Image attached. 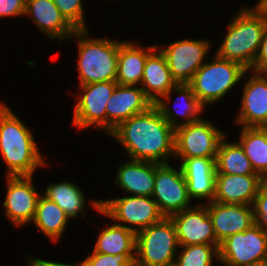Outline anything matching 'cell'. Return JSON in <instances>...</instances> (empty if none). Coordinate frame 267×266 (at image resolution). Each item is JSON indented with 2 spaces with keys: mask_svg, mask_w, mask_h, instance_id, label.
<instances>
[{
  "mask_svg": "<svg viewBox=\"0 0 267 266\" xmlns=\"http://www.w3.org/2000/svg\"><path fill=\"white\" fill-rule=\"evenodd\" d=\"M180 167L186 179L188 194L191 199L203 198L214 200L216 184V158H179Z\"/></svg>",
  "mask_w": 267,
  "mask_h": 266,
  "instance_id": "18",
  "label": "cell"
},
{
  "mask_svg": "<svg viewBox=\"0 0 267 266\" xmlns=\"http://www.w3.org/2000/svg\"><path fill=\"white\" fill-rule=\"evenodd\" d=\"M225 133L210 120L200 119L175 128L174 157L216 158L217 150Z\"/></svg>",
  "mask_w": 267,
  "mask_h": 266,
  "instance_id": "8",
  "label": "cell"
},
{
  "mask_svg": "<svg viewBox=\"0 0 267 266\" xmlns=\"http://www.w3.org/2000/svg\"><path fill=\"white\" fill-rule=\"evenodd\" d=\"M179 242L174 222L164 217L136 232L135 266H170L175 263Z\"/></svg>",
  "mask_w": 267,
  "mask_h": 266,
  "instance_id": "6",
  "label": "cell"
},
{
  "mask_svg": "<svg viewBox=\"0 0 267 266\" xmlns=\"http://www.w3.org/2000/svg\"><path fill=\"white\" fill-rule=\"evenodd\" d=\"M173 91L181 94L178 97H176V100L177 101L178 99L182 100V106L181 105L179 106L180 109L176 106H175L176 108L174 107L175 113L173 110H171L172 108H170L167 105V101L171 98V94L173 93ZM155 105L158 107L164 119L174 129L181 125L189 124L191 122L200 120L202 117L199 115L202 113L204 108V106L200 103V101L194 94L191 86L189 84H182V83L177 84L167 94L163 95L155 103ZM180 116L185 117V120L181 122L177 121Z\"/></svg>",
  "mask_w": 267,
  "mask_h": 266,
  "instance_id": "23",
  "label": "cell"
},
{
  "mask_svg": "<svg viewBox=\"0 0 267 266\" xmlns=\"http://www.w3.org/2000/svg\"><path fill=\"white\" fill-rule=\"evenodd\" d=\"M267 21L252 8H242L227 25V34L216 54L250 70L259 51Z\"/></svg>",
  "mask_w": 267,
  "mask_h": 266,
  "instance_id": "3",
  "label": "cell"
},
{
  "mask_svg": "<svg viewBox=\"0 0 267 266\" xmlns=\"http://www.w3.org/2000/svg\"><path fill=\"white\" fill-rule=\"evenodd\" d=\"M29 266H84L83 262L77 264H64L59 262L47 261L39 258L28 260Z\"/></svg>",
  "mask_w": 267,
  "mask_h": 266,
  "instance_id": "36",
  "label": "cell"
},
{
  "mask_svg": "<svg viewBox=\"0 0 267 266\" xmlns=\"http://www.w3.org/2000/svg\"><path fill=\"white\" fill-rule=\"evenodd\" d=\"M0 153L8 170L6 176H33L45 162L30 129L0 103Z\"/></svg>",
  "mask_w": 267,
  "mask_h": 266,
  "instance_id": "2",
  "label": "cell"
},
{
  "mask_svg": "<svg viewBox=\"0 0 267 266\" xmlns=\"http://www.w3.org/2000/svg\"><path fill=\"white\" fill-rule=\"evenodd\" d=\"M205 206L219 243L231 235L245 231L255 223L252 205L211 201Z\"/></svg>",
  "mask_w": 267,
  "mask_h": 266,
  "instance_id": "17",
  "label": "cell"
},
{
  "mask_svg": "<svg viewBox=\"0 0 267 266\" xmlns=\"http://www.w3.org/2000/svg\"><path fill=\"white\" fill-rule=\"evenodd\" d=\"M135 253H121L116 255L93 252L84 259V266H135Z\"/></svg>",
  "mask_w": 267,
  "mask_h": 266,
  "instance_id": "32",
  "label": "cell"
},
{
  "mask_svg": "<svg viewBox=\"0 0 267 266\" xmlns=\"http://www.w3.org/2000/svg\"><path fill=\"white\" fill-rule=\"evenodd\" d=\"M117 85L116 81L79 85L82 93L74 107L73 124L80 129L94 127L107 132L106 103Z\"/></svg>",
  "mask_w": 267,
  "mask_h": 266,
  "instance_id": "11",
  "label": "cell"
},
{
  "mask_svg": "<svg viewBox=\"0 0 267 266\" xmlns=\"http://www.w3.org/2000/svg\"><path fill=\"white\" fill-rule=\"evenodd\" d=\"M6 179L5 215L17 227L33 222L41 195L32 184V175L6 176Z\"/></svg>",
  "mask_w": 267,
  "mask_h": 266,
  "instance_id": "13",
  "label": "cell"
},
{
  "mask_svg": "<svg viewBox=\"0 0 267 266\" xmlns=\"http://www.w3.org/2000/svg\"><path fill=\"white\" fill-rule=\"evenodd\" d=\"M218 260L226 266L267 262V233L255 223L220 243Z\"/></svg>",
  "mask_w": 267,
  "mask_h": 266,
  "instance_id": "9",
  "label": "cell"
},
{
  "mask_svg": "<svg viewBox=\"0 0 267 266\" xmlns=\"http://www.w3.org/2000/svg\"><path fill=\"white\" fill-rule=\"evenodd\" d=\"M44 197L55 202L70 218L77 217L86 208V199L84 193L70 181H62L60 183H51L48 185Z\"/></svg>",
  "mask_w": 267,
  "mask_h": 266,
  "instance_id": "28",
  "label": "cell"
},
{
  "mask_svg": "<svg viewBox=\"0 0 267 266\" xmlns=\"http://www.w3.org/2000/svg\"><path fill=\"white\" fill-rule=\"evenodd\" d=\"M254 222L267 233V190L261 186L253 202Z\"/></svg>",
  "mask_w": 267,
  "mask_h": 266,
  "instance_id": "33",
  "label": "cell"
},
{
  "mask_svg": "<svg viewBox=\"0 0 267 266\" xmlns=\"http://www.w3.org/2000/svg\"><path fill=\"white\" fill-rule=\"evenodd\" d=\"M245 83L235 120L242 127H267V73L254 71Z\"/></svg>",
  "mask_w": 267,
  "mask_h": 266,
  "instance_id": "16",
  "label": "cell"
},
{
  "mask_svg": "<svg viewBox=\"0 0 267 266\" xmlns=\"http://www.w3.org/2000/svg\"><path fill=\"white\" fill-rule=\"evenodd\" d=\"M152 198L164 217L193 207L182 169L169 163H155V181ZM191 206V207H190Z\"/></svg>",
  "mask_w": 267,
  "mask_h": 266,
  "instance_id": "10",
  "label": "cell"
},
{
  "mask_svg": "<svg viewBox=\"0 0 267 266\" xmlns=\"http://www.w3.org/2000/svg\"><path fill=\"white\" fill-rule=\"evenodd\" d=\"M158 49L159 46L157 45L147 56L143 70L142 86H140L153 104L177 85L171 76L164 54Z\"/></svg>",
  "mask_w": 267,
  "mask_h": 266,
  "instance_id": "21",
  "label": "cell"
},
{
  "mask_svg": "<svg viewBox=\"0 0 267 266\" xmlns=\"http://www.w3.org/2000/svg\"><path fill=\"white\" fill-rule=\"evenodd\" d=\"M262 186L267 190V173L262 177Z\"/></svg>",
  "mask_w": 267,
  "mask_h": 266,
  "instance_id": "38",
  "label": "cell"
},
{
  "mask_svg": "<svg viewBox=\"0 0 267 266\" xmlns=\"http://www.w3.org/2000/svg\"><path fill=\"white\" fill-rule=\"evenodd\" d=\"M213 60L203 64L188 83L204 107L225 97L250 71L238 62L220 58L216 53Z\"/></svg>",
  "mask_w": 267,
  "mask_h": 266,
  "instance_id": "5",
  "label": "cell"
},
{
  "mask_svg": "<svg viewBox=\"0 0 267 266\" xmlns=\"http://www.w3.org/2000/svg\"><path fill=\"white\" fill-rule=\"evenodd\" d=\"M225 137L226 135L221 139L217 150L216 174H257L240 143L226 142Z\"/></svg>",
  "mask_w": 267,
  "mask_h": 266,
  "instance_id": "26",
  "label": "cell"
},
{
  "mask_svg": "<svg viewBox=\"0 0 267 266\" xmlns=\"http://www.w3.org/2000/svg\"><path fill=\"white\" fill-rule=\"evenodd\" d=\"M176 227L179 245H220L216 239L207 207L203 204L177 212L170 216Z\"/></svg>",
  "mask_w": 267,
  "mask_h": 266,
  "instance_id": "14",
  "label": "cell"
},
{
  "mask_svg": "<svg viewBox=\"0 0 267 266\" xmlns=\"http://www.w3.org/2000/svg\"><path fill=\"white\" fill-rule=\"evenodd\" d=\"M153 102L139 86L118 84L106 103L107 134L135 114L146 111Z\"/></svg>",
  "mask_w": 267,
  "mask_h": 266,
  "instance_id": "15",
  "label": "cell"
},
{
  "mask_svg": "<svg viewBox=\"0 0 267 266\" xmlns=\"http://www.w3.org/2000/svg\"><path fill=\"white\" fill-rule=\"evenodd\" d=\"M26 0H0V17L23 16Z\"/></svg>",
  "mask_w": 267,
  "mask_h": 266,
  "instance_id": "34",
  "label": "cell"
},
{
  "mask_svg": "<svg viewBox=\"0 0 267 266\" xmlns=\"http://www.w3.org/2000/svg\"><path fill=\"white\" fill-rule=\"evenodd\" d=\"M252 9L267 21V0H259Z\"/></svg>",
  "mask_w": 267,
  "mask_h": 266,
  "instance_id": "37",
  "label": "cell"
},
{
  "mask_svg": "<svg viewBox=\"0 0 267 266\" xmlns=\"http://www.w3.org/2000/svg\"><path fill=\"white\" fill-rule=\"evenodd\" d=\"M118 167L115 184L136 196H152L155 162L130 159Z\"/></svg>",
  "mask_w": 267,
  "mask_h": 266,
  "instance_id": "22",
  "label": "cell"
},
{
  "mask_svg": "<svg viewBox=\"0 0 267 266\" xmlns=\"http://www.w3.org/2000/svg\"><path fill=\"white\" fill-rule=\"evenodd\" d=\"M204 39H182L160 51L164 54L172 78L177 84H188L196 71L204 64L210 49Z\"/></svg>",
  "mask_w": 267,
  "mask_h": 266,
  "instance_id": "12",
  "label": "cell"
},
{
  "mask_svg": "<svg viewBox=\"0 0 267 266\" xmlns=\"http://www.w3.org/2000/svg\"><path fill=\"white\" fill-rule=\"evenodd\" d=\"M136 42L122 41L119 44L116 82L120 85H139L143 79L147 56L157 47H139Z\"/></svg>",
  "mask_w": 267,
  "mask_h": 266,
  "instance_id": "24",
  "label": "cell"
},
{
  "mask_svg": "<svg viewBox=\"0 0 267 266\" xmlns=\"http://www.w3.org/2000/svg\"><path fill=\"white\" fill-rule=\"evenodd\" d=\"M136 232L125 226L114 224L103 228L93 252L102 254L135 253Z\"/></svg>",
  "mask_w": 267,
  "mask_h": 266,
  "instance_id": "29",
  "label": "cell"
},
{
  "mask_svg": "<svg viewBox=\"0 0 267 266\" xmlns=\"http://www.w3.org/2000/svg\"><path fill=\"white\" fill-rule=\"evenodd\" d=\"M251 71L267 73V24Z\"/></svg>",
  "mask_w": 267,
  "mask_h": 266,
  "instance_id": "35",
  "label": "cell"
},
{
  "mask_svg": "<svg viewBox=\"0 0 267 266\" xmlns=\"http://www.w3.org/2000/svg\"><path fill=\"white\" fill-rule=\"evenodd\" d=\"M88 29L76 30L71 38H78V65L80 85L116 81L119 44L122 41L88 36Z\"/></svg>",
  "mask_w": 267,
  "mask_h": 266,
  "instance_id": "4",
  "label": "cell"
},
{
  "mask_svg": "<svg viewBox=\"0 0 267 266\" xmlns=\"http://www.w3.org/2000/svg\"><path fill=\"white\" fill-rule=\"evenodd\" d=\"M249 266H267V262L259 263V264H254V265H249Z\"/></svg>",
  "mask_w": 267,
  "mask_h": 266,
  "instance_id": "39",
  "label": "cell"
},
{
  "mask_svg": "<svg viewBox=\"0 0 267 266\" xmlns=\"http://www.w3.org/2000/svg\"><path fill=\"white\" fill-rule=\"evenodd\" d=\"M91 204L96 212H100L113 221L117 220L118 225L125 226L134 232L148 228L164 218L152 196L131 195L116 199L94 200ZM127 224L132 226H127Z\"/></svg>",
  "mask_w": 267,
  "mask_h": 266,
  "instance_id": "7",
  "label": "cell"
},
{
  "mask_svg": "<svg viewBox=\"0 0 267 266\" xmlns=\"http://www.w3.org/2000/svg\"><path fill=\"white\" fill-rule=\"evenodd\" d=\"M239 143L257 174L267 173V127H242Z\"/></svg>",
  "mask_w": 267,
  "mask_h": 266,
  "instance_id": "27",
  "label": "cell"
},
{
  "mask_svg": "<svg viewBox=\"0 0 267 266\" xmlns=\"http://www.w3.org/2000/svg\"><path fill=\"white\" fill-rule=\"evenodd\" d=\"M61 14L76 29H88L85 24L82 0H52Z\"/></svg>",
  "mask_w": 267,
  "mask_h": 266,
  "instance_id": "31",
  "label": "cell"
},
{
  "mask_svg": "<svg viewBox=\"0 0 267 266\" xmlns=\"http://www.w3.org/2000/svg\"><path fill=\"white\" fill-rule=\"evenodd\" d=\"M32 17L34 24L50 39H66L76 29L61 14L52 0H26L25 13Z\"/></svg>",
  "mask_w": 267,
  "mask_h": 266,
  "instance_id": "20",
  "label": "cell"
},
{
  "mask_svg": "<svg viewBox=\"0 0 267 266\" xmlns=\"http://www.w3.org/2000/svg\"><path fill=\"white\" fill-rule=\"evenodd\" d=\"M261 186L262 177L259 174H216L215 197L213 201L222 204L253 205Z\"/></svg>",
  "mask_w": 267,
  "mask_h": 266,
  "instance_id": "19",
  "label": "cell"
},
{
  "mask_svg": "<svg viewBox=\"0 0 267 266\" xmlns=\"http://www.w3.org/2000/svg\"><path fill=\"white\" fill-rule=\"evenodd\" d=\"M220 245H208V244H196L190 246H182L179 253L177 254L178 259L175 260V266H212L213 257L219 256Z\"/></svg>",
  "mask_w": 267,
  "mask_h": 266,
  "instance_id": "30",
  "label": "cell"
},
{
  "mask_svg": "<svg viewBox=\"0 0 267 266\" xmlns=\"http://www.w3.org/2000/svg\"><path fill=\"white\" fill-rule=\"evenodd\" d=\"M68 221L69 217L55 202L43 195L39 197L33 223L45 236L54 242L60 240Z\"/></svg>",
  "mask_w": 267,
  "mask_h": 266,
  "instance_id": "25",
  "label": "cell"
},
{
  "mask_svg": "<svg viewBox=\"0 0 267 266\" xmlns=\"http://www.w3.org/2000/svg\"><path fill=\"white\" fill-rule=\"evenodd\" d=\"M110 135L124 146L131 160L168 163L174 157L175 129L153 104L122 122Z\"/></svg>",
  "mask_w": 267,
  "mask_h": 266,
  "instance_id": "1",
  "label": "cell"
}]
</instances>
